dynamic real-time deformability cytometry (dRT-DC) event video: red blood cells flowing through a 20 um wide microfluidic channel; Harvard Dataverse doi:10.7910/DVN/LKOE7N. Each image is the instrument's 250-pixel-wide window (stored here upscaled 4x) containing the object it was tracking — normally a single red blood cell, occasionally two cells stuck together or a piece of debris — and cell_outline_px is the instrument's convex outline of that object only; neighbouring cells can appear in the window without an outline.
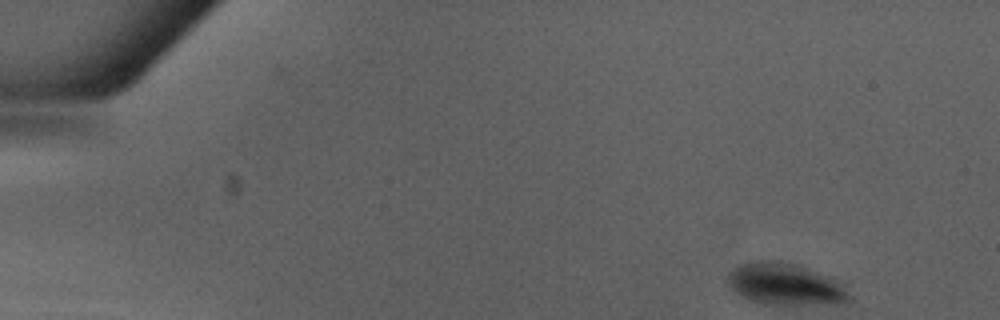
{"species": "Egyptian fruit bat (a non-hibernating species)", "species_latin": "Rousettus aegyptiacus", "temperature_condition": "warm", "stored_images_in_passage": 45, "camera_frame_rate_fps": 3000, "um_per_image_px": 0.085, "animal": {"sex": "male"}, "frame": {"image": 1, "passage_image": 1, "time_ms": 0.0, "image_size_px": [1000, 320], "cell_outline_px": [[852, 296], [848, 304], [768, 304], [752, 300], [736, 292], [728, 284], [728, 272], [732, 268], [740, 264], [752, 260], [780, 260], [796, 264], [840, 280], [844, 284]], "centroid_in_image_um": [66.82, 24.14], "position_along_channel_um": 18.2, "area_um2": 30.0}}
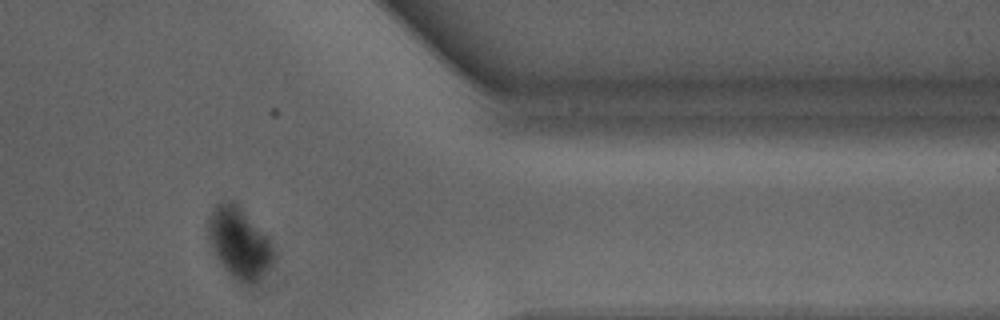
{"frame": {"image": 2, "passage_image": 37, "time_ms": 12.0, "image_size_px": [1000, 320], "cell_outline_px": [[276, 256], [272, 264], [252, 284], [244, 284], [236, 280], [220, 264], [208, 240], [208, 220], [216, 204], [228, 200], [236, 200], [268, 236]], "centroid_in_image_um": [20.34, 20.6], "position_along_channel_um": 391.1, "area_um2": 27.17}}
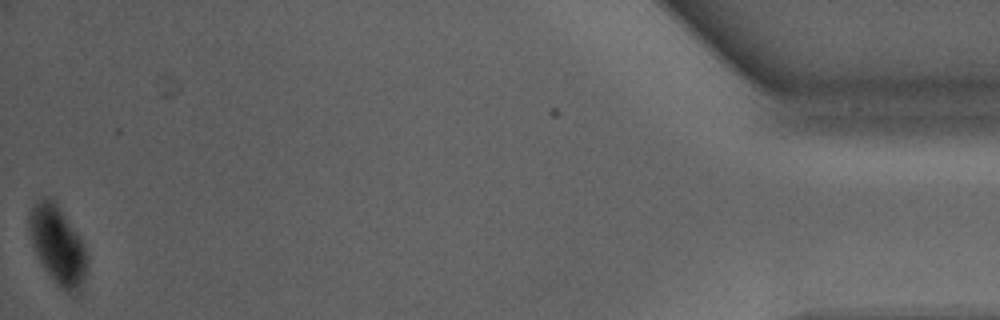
{"frame": {"image": 3, "passage_image": 45, "time_ms": 14.667, "image_size_px": [1000, 320], "cell_outline_px": [[88, 260], [84, 280], [76, 296], [64, 292], [52, 280], [40, 260], [32, 244], [28, 228], [28, 216], [36, 200], [48, 196], [56, 200], [80, 236], [88, 256]], "centroid_in_image_um": [4.92, 20.82], "position_along_channel_um": 430.3, "area_um2": 26.88}}